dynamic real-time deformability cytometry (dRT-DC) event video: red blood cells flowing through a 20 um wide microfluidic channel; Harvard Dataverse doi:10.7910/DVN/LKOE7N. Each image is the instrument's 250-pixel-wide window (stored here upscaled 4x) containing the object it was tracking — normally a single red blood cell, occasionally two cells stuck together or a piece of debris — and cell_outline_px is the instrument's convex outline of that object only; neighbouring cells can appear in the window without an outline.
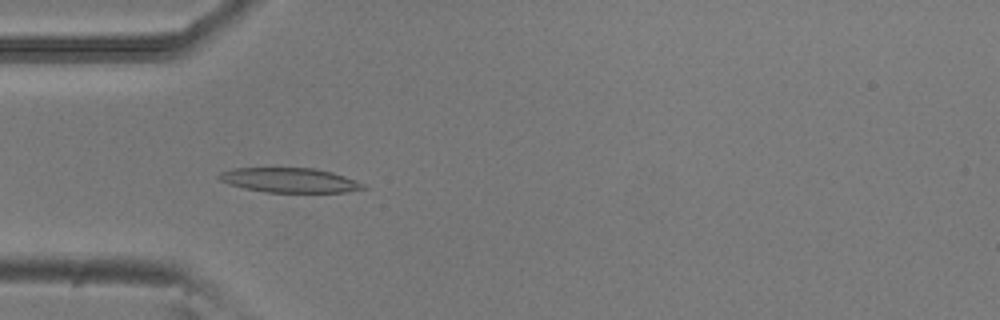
{"species": "common noctule bat (a hibernating species)", "species_latin": "Nyctalus noctula", "temperature_condition": "room temperature", "stored_images_in_passage": 4, "camera_frame_rate_fps": 3000, "um_per_image_px": 0.085, "animal": {"sex": "male", "body_mass_g": 20.5, "forearm_length_mm": 52.5}, "frame": {"image": 1, "passage_image": 2, "time_ms": 0.333, "image_size_px": [1000, 320], "cell_outline_px": [[368, 188], [344, 192], [264, 192], [244, 188], [228, 184], [220, 180], [216, 176], [220, 172], [232, 168], [312, 168], [332, 172], [344, 176], [364, 184]], "centroid_in_image_um": [24.57, 15.32], "position_along_channel_um": 60.4, "area_um2": 20.63}}
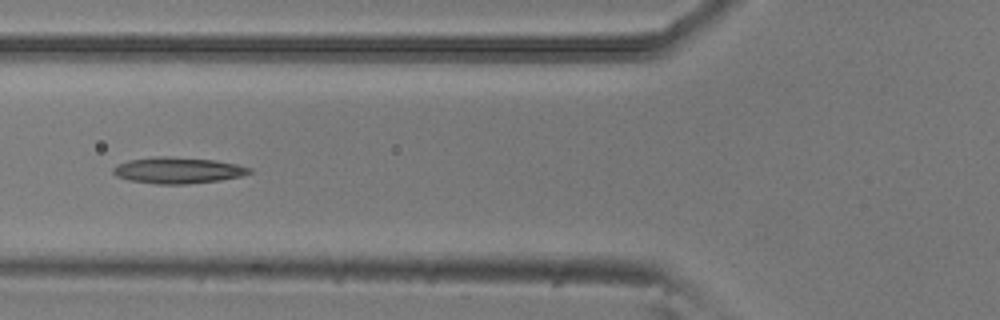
{"frame": {"image": 2, "passage_image": 3, "time_ms": 0.667, "image_size_px": [1000, 320], "cell_outline_px": [[252, 172], [240, 176], [220, 180], [184, 184], [156, 184], [128, 180], [116, 176], [112, 172], [112, 168], [116, 164], [128, 160], [156, 156], [168, 156], [216, 160], [236, 164], [252, 168]], "centroid_in_image_um": [15.08, 14.47], "position_along_channel_um": 110.7, "area_um2": 20.92}}